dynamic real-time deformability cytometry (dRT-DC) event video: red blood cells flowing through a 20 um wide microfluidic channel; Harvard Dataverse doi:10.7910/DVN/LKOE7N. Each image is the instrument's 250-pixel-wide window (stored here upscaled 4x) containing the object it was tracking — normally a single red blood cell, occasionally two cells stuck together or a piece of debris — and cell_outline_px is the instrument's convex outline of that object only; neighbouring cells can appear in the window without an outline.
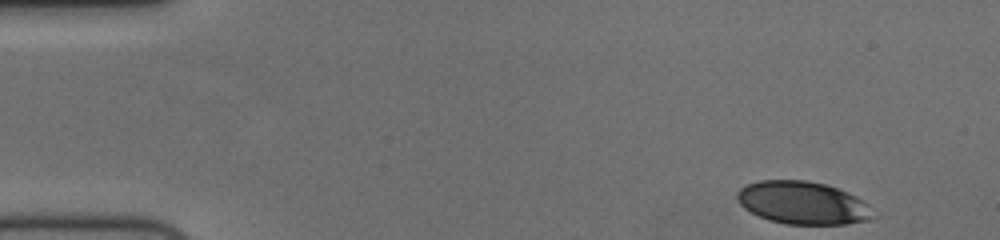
{"species": "human", "species_latin": "Homo sapiens", "temperature_condition": "cold", "stored_images_in_passage": 51, "camera_frame_rate_fps": 3000, "um_per_image_px": 0.085, "donor": {"sex": "female"}, "frame": {"image": 1, "passage_image": 1, "time_ms": 0.0, "image_size_px": [1000, 240], "cell_outline_px": [[880, 216], [872, 220], [848, 224], [784, 224], [768, 220], [744, 208], [736, 200], [736, 192], [740, 188], [748, 184], [760, 180], [808, 180], [824, 184], [836, 188], [856, 196], [868, 204]], "centroid_in_image_um": [68.29, 17.26], "position_along_channel_um": 16.7, "area_um2": 34.33}}
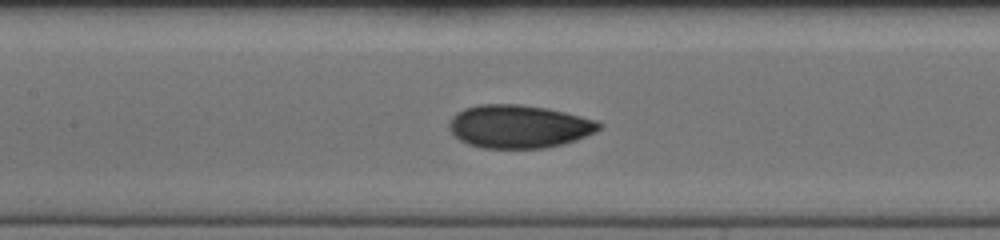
{"frame": {"image": 2, "passage_image": 22, "time_ms": 7.0, "image_size_px": [1000, 240], "cell_outline_px": [[604, 124], [596, 132], [576, 140], [564, 144], [544, 148], [480, 148], [468, 144], [460, 140], [448, 128], [448, 124], [452, 116], [456, 112], [464, 108], [480, 104], [520, 104], [544, 108], [564, 112], [596, 120]], "centroid_in_image_um": [44.1, 10.75], "position_along_channel_um": 163.3, "area_um2": 37.8}}
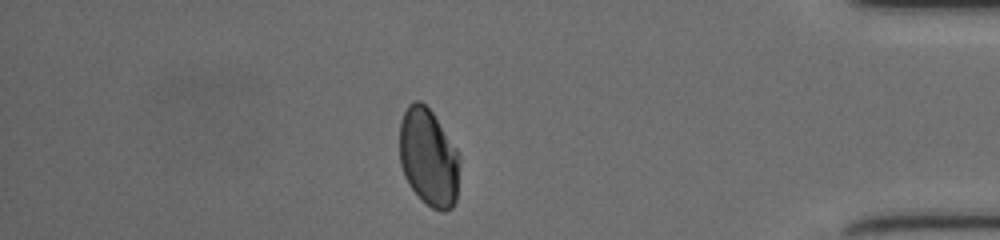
{"frame": {"image": 3, "passage_image": 44, "time_ms": 14.333, "image_size_px": [1000, 240], "cell_outline_px": [[460, 160], [456, 200], [452, 208], [444, 212], [432, 208], [420, 200], [408, 184], [404, 176], [400, 164], [400, 120], [408, 104], [416, 100], [420, 100], [432, 112], [456, 148], [460, 156]], "centroid_in_image_um": [36.42, 13.41], "position_along_channel_um": 398.8, "area_um2": 34.51}, "authors_computed_cell_mechanics": {"area_um2": 36.125, "velocity_mm_per_s": 3.7166, "shape_relaxation_time_tau1_ms": 6.3128, "shape_relaxation_time_tau2_ms": 1.141, "deformation_change_tau1": 0.1756, "deformation_change_tau2": 0.0482}}